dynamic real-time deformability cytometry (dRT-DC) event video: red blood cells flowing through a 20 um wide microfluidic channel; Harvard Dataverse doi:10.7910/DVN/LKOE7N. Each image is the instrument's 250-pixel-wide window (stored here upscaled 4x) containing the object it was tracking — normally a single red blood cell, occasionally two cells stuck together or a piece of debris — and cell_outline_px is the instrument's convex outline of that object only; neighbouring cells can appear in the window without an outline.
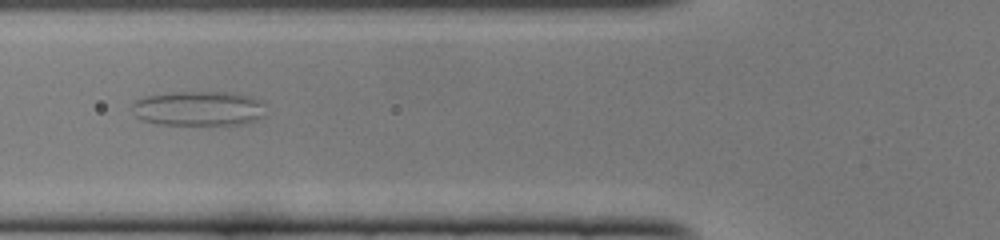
{"species": "common noctule bat (a hibernating species)", "species_latin": "Nyctalus noctula", "temperature_condition": "cold", "stored_images_in_passage": 43, "camera_frame_rate_fps": 3000, "um_per_image_px": 0.085, "animal": {"sex": "female", "body_mass_g": 22.0, "forearm_length_mm": 56.7}, "frame": {"image": 1, "passage_image": 9, "time_ms": 2.667, "image_size_px": [1000, 240], "cell_outline_px": [[260, 116], [244, 124], [160, 124], [144, 120], [136, 116], [132, 104], [136, 100], [148, 96], [172, 92], [232, 92], [252, 96], [260, 104]], "centroid_in_image_um": [16.81, 9.2], "position_along_channel_um": 109.0, "area_um2": 26.24}}
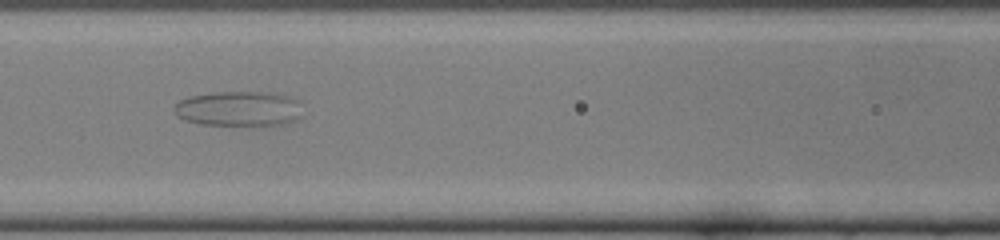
{"frame": {"image": 2, "passage_image": 12, "time_ms": 3.667, "image_size_px": [1000, 240], "cell_outline_px": [[296, 120], [284, 124], [200, 124], [188, 120], [180, 116], [176, 112], [176, 104], [180, 100], [192, 96], [216, 92], [252, 92], [284, 96], [296, 100]], "centroid_in_image_um": [20.21, 9.23], "position_along_channel_um": 146.4, "area_um2": 24.62}}